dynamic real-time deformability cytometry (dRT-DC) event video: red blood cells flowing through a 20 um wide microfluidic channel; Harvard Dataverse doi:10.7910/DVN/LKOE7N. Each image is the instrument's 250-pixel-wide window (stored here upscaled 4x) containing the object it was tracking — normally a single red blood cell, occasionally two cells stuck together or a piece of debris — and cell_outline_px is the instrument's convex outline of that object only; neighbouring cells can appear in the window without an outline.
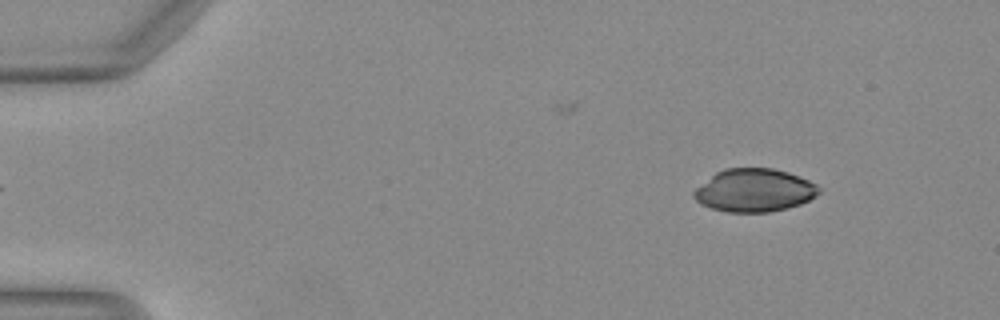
{"species": "Egyptian fruit bat (a non-hibernating species)", "species_latin": "Rousettus aegyptiacus", "temperature_condition": "warm", "stored_images_in_passage": 48, "camera_frame_rate_fps": 3000, "um_per_image_px": 0.085, "animal": {"sex": "female"}, "frame": {"image": 1, "passage_image": 5, "time_ms": 1.333, "image_size_px": [1000, 320], "cell_outline_px": [[820, 192], [808, 200], [800, 204], [788, 208], [768, 212], [728, 212], [712, 208], [700, 204], [692, 196], [692, 192], [696, 188], [716, 172], [724, 168], [772, 168], [788, 172], [808, 180], [816, 184], [820, 188]], "centroid_in_image_um": [64.1, 16.18], "position_along_channel_um": 20.9, "area_um2": 31.27}}
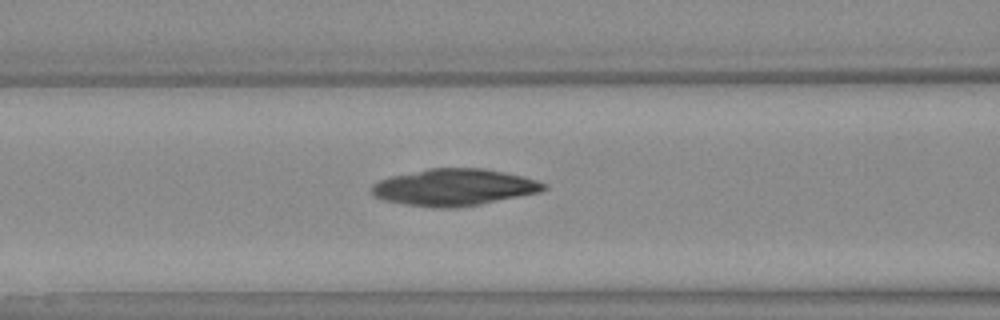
{"frame": {"image": 2, "passage_image": 20, "time_ms": 6.333, "image_size_px": [1000, 320], "cell_outline_px": [[548, 188], [540, 192], [480, 204], [456, 208], [436, 208], [404, 204], [380, 200], [372, 196], [368, 192], [368, 188], [372, 184], [380, 180], [392, 176], [428, 168], [484, 168], [524, 176], [548, 184]], "centroid_in_image_um": [38.55, 15.92], "position_along_channel_um": 128.1, "area_um2": 37.34}}
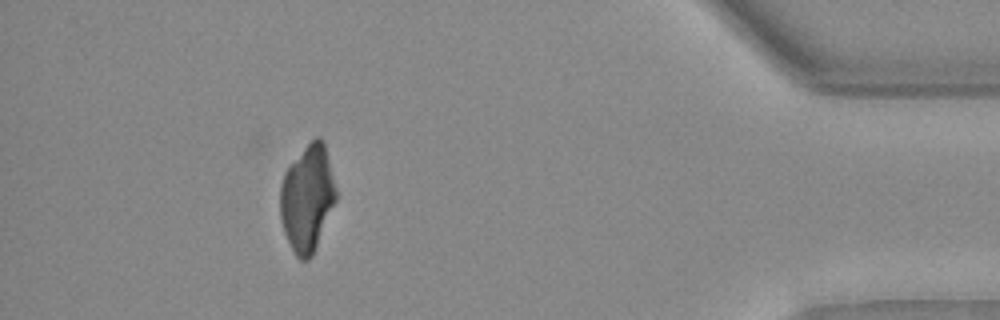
{"frame": {"image": 3, "passage_image": 44, "time_ms": 14.333, "image_size_px": [1000, 320], "cell_outline_px": [[336, 200], [312, 256], [308, 260], [300, 260], [296, 256], [284, 232], [280, 220], [280, 184], [284, 172], [304, 148], [316, 136], [320, 136], [324, 140], [336, 188]], "centroid_in_image_um": [26.11, 16.84], "position_along_channel_um": 409.1, "area_um2": 34.45}}